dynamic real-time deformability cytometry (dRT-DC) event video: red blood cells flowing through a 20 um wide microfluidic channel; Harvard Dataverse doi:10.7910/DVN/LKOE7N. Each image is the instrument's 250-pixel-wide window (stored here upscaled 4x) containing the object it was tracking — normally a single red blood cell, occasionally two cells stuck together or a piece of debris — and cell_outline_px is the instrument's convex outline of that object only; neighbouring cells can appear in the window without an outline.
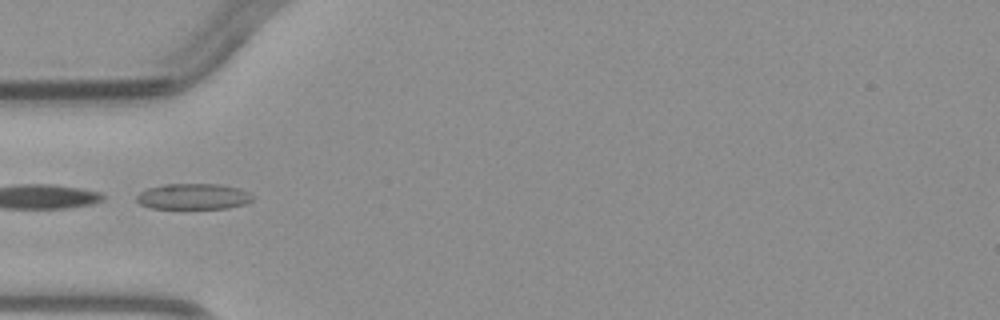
{"species": "common noctule bat (a hibernating species)", "species_latin": "Nyctalus noctula", "temperature_condition": "warm", "stored_images_in_passage": 1, "camera_frame_rate_fps": 3000, "um_per_image_px": 0.085, "animal": {"sex": "male", "body_mass_g": 23.1, "forearm_length_mm": 52.7}, "frame": {"image": 1, "passage_image": 1, "time_ms": 0.0, "image_size_px": [1000, 320], "cell_outline_px": [[252, 200], [244, 204], [228, 208], [152, 208], [140, 204], [136, 200], [136, 196], [140, 192], [148, 188], [164, 184], [220, 184], [240, 188], [248, 192], [252, 196]], "centroid_in_image_um": [16.43, 16.69], "position_along_channel_um": 68.6, "area_um2": 17.4}}